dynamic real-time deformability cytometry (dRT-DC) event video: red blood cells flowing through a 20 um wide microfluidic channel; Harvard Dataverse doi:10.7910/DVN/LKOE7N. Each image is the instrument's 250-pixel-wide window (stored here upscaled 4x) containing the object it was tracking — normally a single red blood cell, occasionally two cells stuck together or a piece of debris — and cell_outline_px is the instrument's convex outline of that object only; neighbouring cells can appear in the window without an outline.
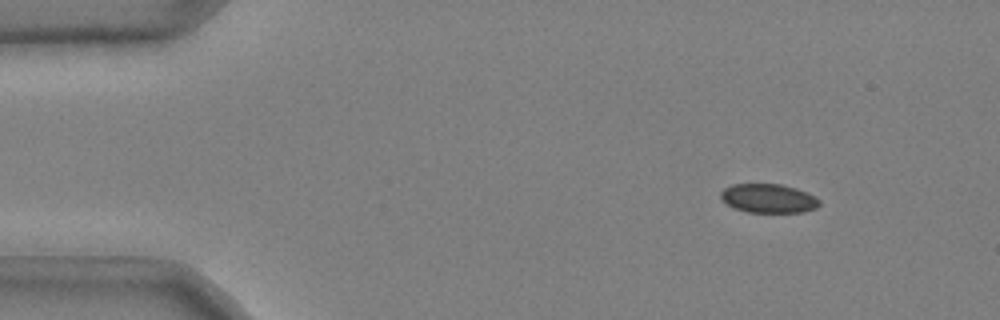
{"species": "common noctule bat (a hibernating species)", "species_latin": "Nyctalus noctula", "temperature_condition": "cold", "stored_images_in_passage": 16, "camera_frame_rate_fps": 3000, "um_per_image_px": 0.085, "animal": {"sex": "male", "body_mass_g": 20.4}, "frame": {"image": 1, "passage_image": 6, "time_ms": 1.667, "image_size_px": [1000, 320], "cell_outline_px": [[820, 204], [816, 208], [804, 212], [748, 212], [736, 208], [728, 204], [720, 196], [720, 192], [724, 188], [732, 184], [780, 184], [796, 188], [808, 192], [816, 196], [820, 200]], "centroid_in_image_um": [65.36, 16.85], "position_along_channel_um": 19.6, "area_um2": 16.65}}
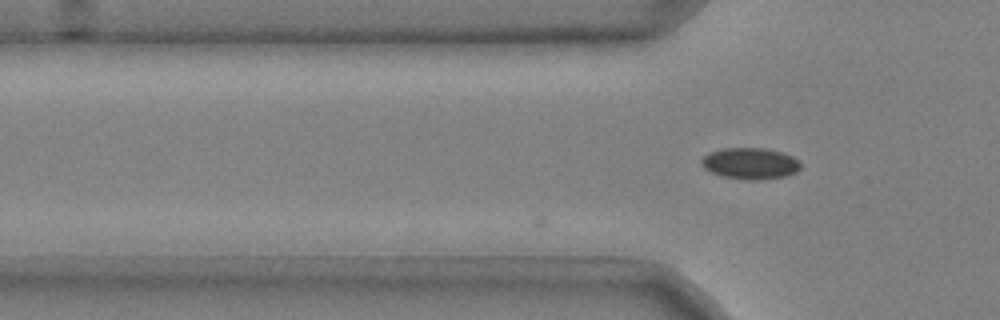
{"frame": {"image": 2, "passage_image": 16, "time_ms": 5.0, "image_size_px": [1000, 320], "cell_outline_px": [[800, 168], [796, 172], [788, 176], [760, 180], [748, 180], [724, 176], [712, 172], [704, 168], [700, 164], [700, 160], [708, 152], [724, 148], [764, 148], [780, 152], [792, 156], [800, 164]], "centroid_in_image_um": [63.75, 13.89], "position_along_channel_um": 62.1, "area_um2": 18.09}}